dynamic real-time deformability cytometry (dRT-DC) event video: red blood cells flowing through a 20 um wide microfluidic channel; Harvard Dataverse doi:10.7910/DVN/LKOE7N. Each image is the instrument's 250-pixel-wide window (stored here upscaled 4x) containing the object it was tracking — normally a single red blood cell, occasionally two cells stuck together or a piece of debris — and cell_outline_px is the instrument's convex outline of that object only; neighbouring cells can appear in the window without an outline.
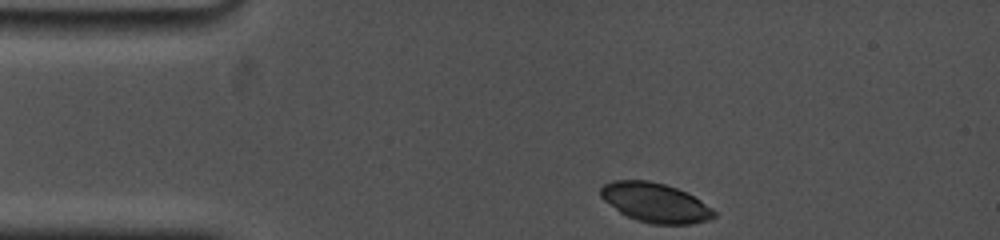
{"species": "common noctule bat (a hibernating species)", "species_latin": "Nyctalus noctula", "temperature_condition": "cold", "stored_images_in_passage": 51, "camera_frame_rate_fps": 5000, "um_per_image_px": 0.085, "animal": {"sex": "female", "body_mass_g": 19.0, "forearm_length_mm": 53.3}, "frame": {"image": 1, "passage_image": 1, "time_ms": 0.0, "image_size_px": [1000, 240], "cell_outline_px": [[716, 216], [708, 220], [692, 224], [652, 224], [636, 220], [620, 212], [604, 200], [600, 196], [600, 188], [604, 184], [612, 180], [648, 180], [664, 184], [676, 188], [700, 200], [712, 208], [716, 212]], "centroid_in_image_um": [55.69, 17.22], "position_along_channel_um": 29.3, "area_um2": 25.89}}
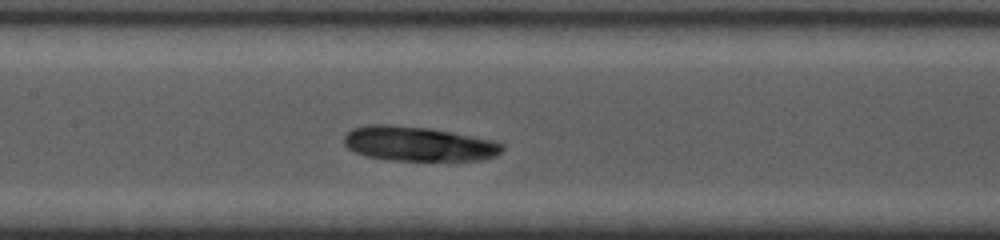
{"frame": {"image": 2, "passage_image": 20, "time_ms": 5.2, "image_size_px": [1000, 240], "cell_outline_px": [[504, 148], [496, 156], [480, 160], [392, 160], [364, 156], [348, 148], [344, 144], [344, 136], [352, 128], [368, 124], [388, 124], [432, 128], [496, 140], [504, 144]], "centroid_in_image_um": [35.58, 12.21], "position_along_channel_um": 171.8, "area_um2": 32.19}}
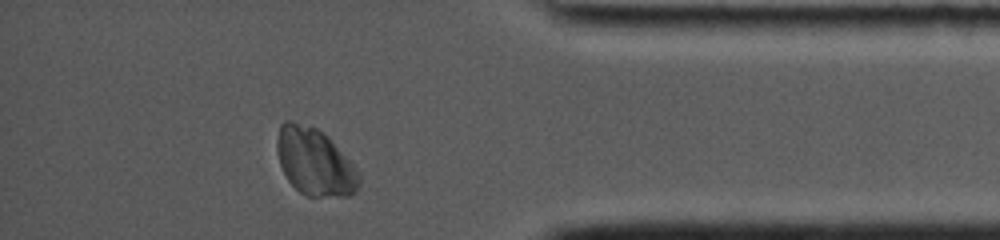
{"frame": {"image": 3, "passage_image": 47, "time_ms": 12.0, "image_size_px": [1000, 240], "cell_outline_px": [[360, 184], [356, 192], [348, 196], [308, 196], [300, 192], [288, 180], [280, 164], [276, 148], [276, 140], [280, 124], [284, 120], [288, 120], [316, 128], [324, 132], [328, 136], [360, 172]], "centroid_in_image_um": [26.76, 13.76], "position_along_channel_um": 408.4, "area_um2": 32.19}}